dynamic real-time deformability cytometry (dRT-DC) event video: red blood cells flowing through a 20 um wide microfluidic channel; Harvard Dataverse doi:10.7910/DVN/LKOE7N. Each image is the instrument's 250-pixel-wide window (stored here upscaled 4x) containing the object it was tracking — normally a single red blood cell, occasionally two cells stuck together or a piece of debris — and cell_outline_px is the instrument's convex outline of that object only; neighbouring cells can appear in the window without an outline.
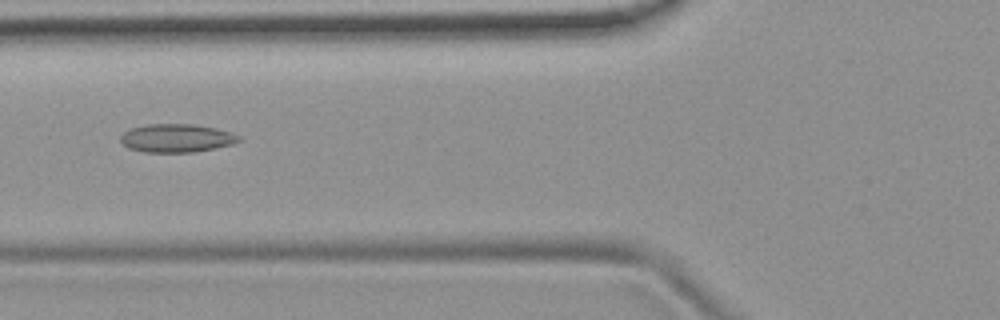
{"species": "common noctule bat (a hibernating species)", "species_latin": "Nyctalus noctula", "temperature_condition": "room temperature", "stored_images_in_passage": 38, "camera_frame_rate_fps": 3000, "um_per_image_px": 0.085, "animal": {"sex": "female", "body_mass_g": 19.9}, "frame": {"image": 1, "passage_image": 5, "time_ms": 1.333, "image_size_px": [1000, 320], "cell_outline_px": [[244, 140], [232, 144], [216, 148], [196, 152], [144, 152], [128, 148], [120, 140], [120, 136], [124, 132], [132, 128], [148, 124], [192, 124], [216, 128], [232, 132], [240, 136]], "centroid_in_image_um": [15.05, 11.74], "position_along_channel_um": 110.7, "area_um2": 19.65}}
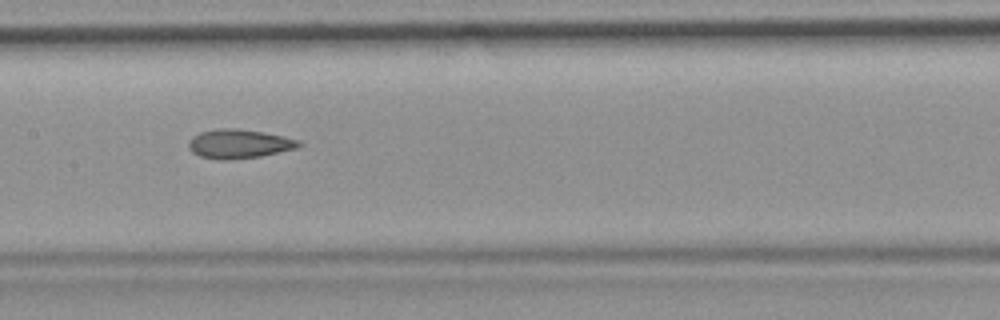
{"frame": {"image": 2, "passage_image": 11, "time_ms": 3.333, "image_size_px": [1000, 320], "cell_outline_px": [[304, 144], [296, 148], [260, 156], [228, 160], [216, 160], [200, 156], [192, 152], [188, 148], [188, 140], [192, 136], [200, 132], [216, 128], [236, 128], [264, 132], [300, 140]], "centroid_in_image_um": [20.28, 12.22], "position_along_channel_um": 187.1, "area_um2": 18.84}}
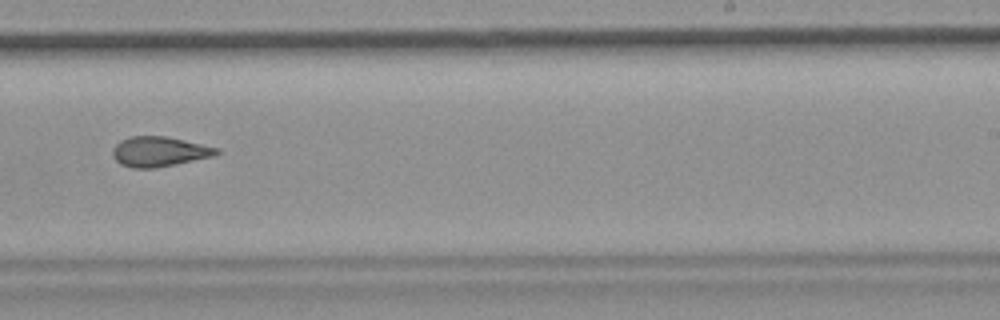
{"frame": {"image": 3, "passage_image": 18, "time_ms": 5.667, "image_size_px": [1000, 320], "cell_outline_px": [[220, 152], [216, 156], [156, 168], [132, 168], [120, 164], [112, 156], [112, 148], [120, 140], [132, 136], [168, 136], [220, 148]], "centroid_in_image_um": [13.56, 12.88], "position_along_channel_um": 275.4, "area_um2": 18.44}, "authors_computed_cell_mechanics": {"area_um2": 18.4671, "velocity_mm_per_s": 3.8068, "shape_relaxation_time_tau1_ms": null, "shape_relaxation_time_tau2_ms": 2.413, "deformation_change_tau1": null, "deformation_change_tau2": 0.1057}}